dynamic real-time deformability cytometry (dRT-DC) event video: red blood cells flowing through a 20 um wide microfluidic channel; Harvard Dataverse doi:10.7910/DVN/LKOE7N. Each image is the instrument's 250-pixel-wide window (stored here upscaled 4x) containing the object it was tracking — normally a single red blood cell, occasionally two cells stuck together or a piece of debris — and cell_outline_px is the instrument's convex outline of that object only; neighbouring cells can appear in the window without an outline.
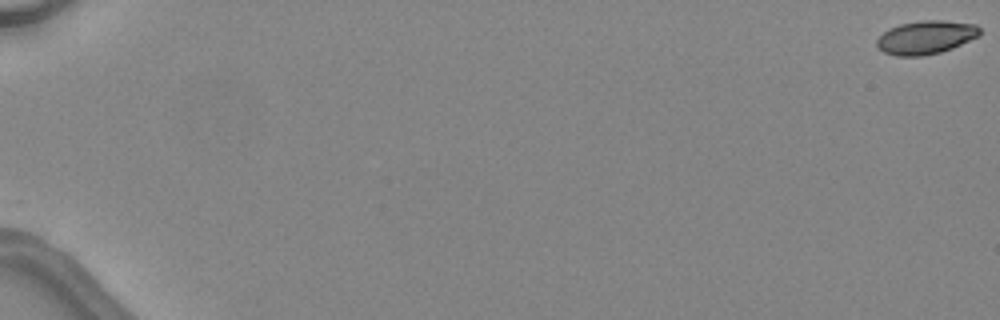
{"species": "common noctule bat (a hibernating species)", "species_latin": "Nyctalus noctula", "temperature_condition": "warm", "stored_images_in_passage": 6, "camera_frame_rate_fps": 3000, "um_per_image_px": 0.085, "animal": {"sex": "female", "body_mass_g": 24.6, "forearm_length_mm": 56.2}, "frame": {"image": 1, "passage_image": 1, "time_ms": 0.0, "image_size_px": [1000, 320], "cell_outline_px": [[980, 36], [952, 48], [940, 52], [920, 56], [896, 56], [884, 52], [876, 44], [876, 40], [888, 28], [900, 24], [924, 20], [944, 20], [976, 24], [980, 28]], "centroid_in_image_um": [78.71, 3.17], "position_along_channel_um": 6.3, "area_um2": 20.06}}
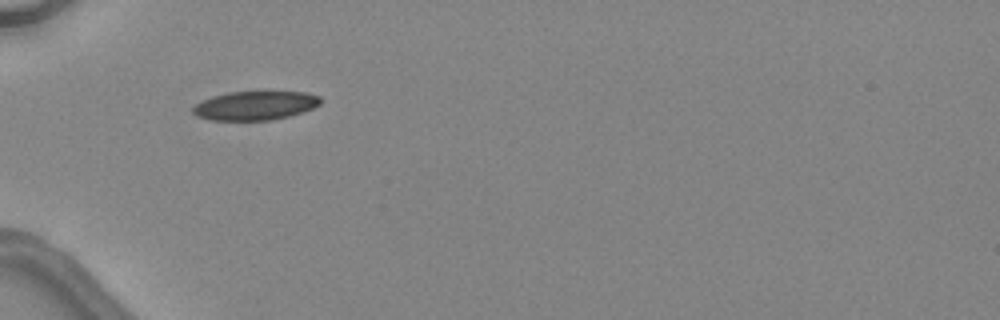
{"frame": {"image": 2, "passage_image": 5, "time_ms": 6.0, "image_size_px": [1000, 320], "cell_outline_px": [[320, 104], [304, 112], [272, 120], [208, 120], [196, 116], [192, 112], [192, 108], [196, 104], [204, 100], [228, 92], [304, 92], [320, 96]], "centroid_in_image_um": [21.69, 8.98], "position_along_channel_um": 63.3, "area_um2": 21.33}}